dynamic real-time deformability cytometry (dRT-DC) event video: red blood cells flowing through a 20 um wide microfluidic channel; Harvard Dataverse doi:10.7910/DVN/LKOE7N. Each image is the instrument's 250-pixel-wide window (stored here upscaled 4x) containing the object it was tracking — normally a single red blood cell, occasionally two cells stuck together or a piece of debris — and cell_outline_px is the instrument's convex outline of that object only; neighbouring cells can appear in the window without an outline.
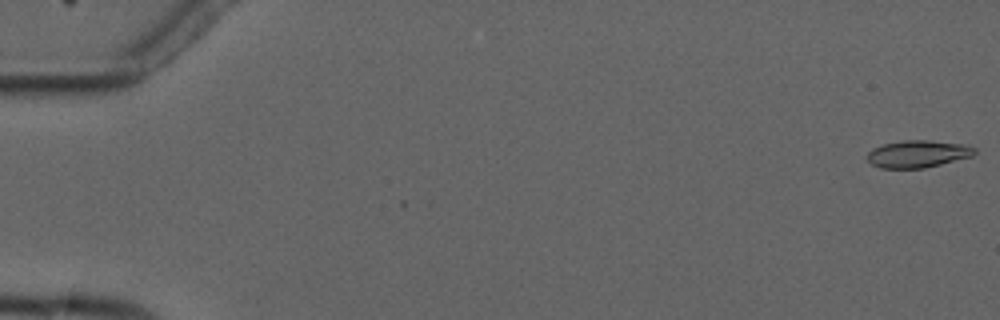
{"species": "common noctule bat (a hibernating species)", "species_latin": "Nyctalus noctula", "temperature_condition": "cold", "stored_images_in_passage": 6, "camera_frame_rate_fps": 3000, "um_per_image_px": 0.085, "animal": {"sex": "male", "forearm_length_mm": 52.5}, "frame": {"image": 1, "passage_image": 1, "time_ms": 0.0, "image_size_px": [1000, 320], "cell_outline_px": [[976, 152], [972, 156], [924, 168], [880, 168], [872, 164], [868, 160], [868, 152], [872, 148], [884, 144], [904, 140], [928, 140], [968, 144], [976, 148]], "centroid_in_image_um": [78.04, 13.07], "position_along_channel_um": 7.0, "area_um2": 17.05}}